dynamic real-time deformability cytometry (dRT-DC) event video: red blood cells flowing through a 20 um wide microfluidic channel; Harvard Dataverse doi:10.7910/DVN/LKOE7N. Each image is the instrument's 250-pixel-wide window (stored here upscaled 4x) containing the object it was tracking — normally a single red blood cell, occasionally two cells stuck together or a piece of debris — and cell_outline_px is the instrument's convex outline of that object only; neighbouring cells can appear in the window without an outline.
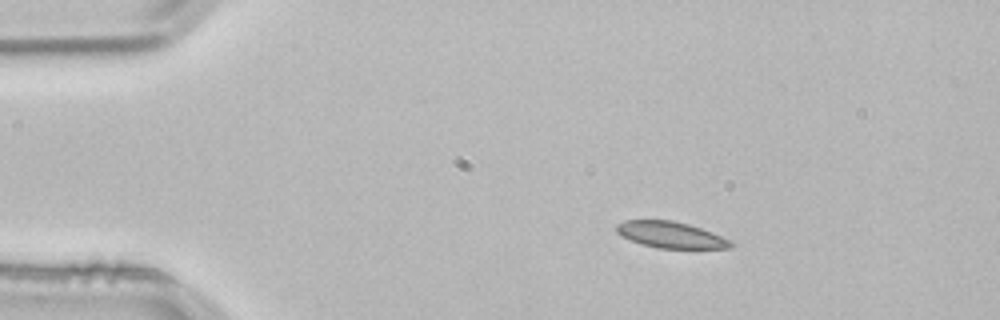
{"species": "common noctule bat (a hibernating species)", "species_latin": "Nyctalus noctula", "temperature_condition": "room temperature", "stored_images_in_passage": 2, "camera_frame_rate_fps": 3000, "um_per_image_px": 0.085, "animal": {"sex": "male", "body_mass_g": 21.5, "forearm_length_mm": 52.0}, "frame": {"image": 1, "passage_image": 1, "time_ms": 0.0, "image_size_px": [1000, 320], "cell_outline_px": [[736, 244], [732, 248], [656, 248], [640, 244], [616, 232], [616, 224], [624, 220], [672, 220], [688, 224], [712, 232]], "centroid_in_image_um": [57.0, 19.96], "position_along_channel_um": 28.0, "area_um2": 17.4}}